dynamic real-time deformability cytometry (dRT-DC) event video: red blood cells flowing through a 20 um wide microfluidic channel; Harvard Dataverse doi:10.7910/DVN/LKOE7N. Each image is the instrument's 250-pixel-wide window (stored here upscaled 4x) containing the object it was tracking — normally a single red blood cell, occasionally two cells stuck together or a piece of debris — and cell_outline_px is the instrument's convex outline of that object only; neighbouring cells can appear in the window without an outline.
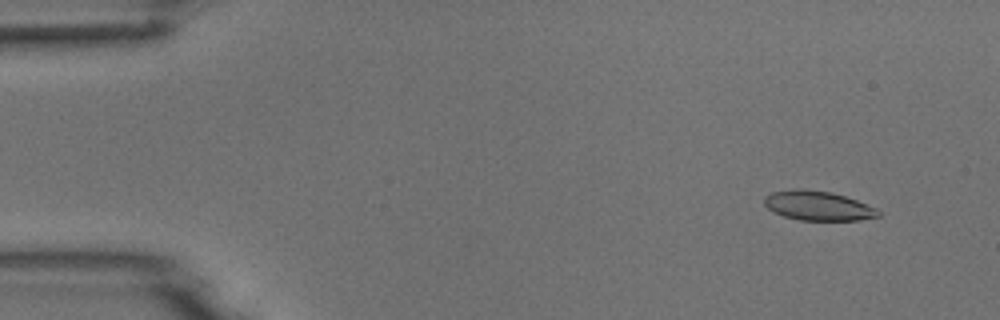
{"species": "common noctule bat (a hibernating species)", "species_latin": "Nyctalus noctula", "temperature_condition": "room temperature", "stored_images_in_passage": 5, "camera_frame_rate_fps": 3000, "um_per_image_px": 0.085, "animal": {"sex": "male", "body_mass_g": 18.8}, "frame": {"image": 1, "passage_image": 2, "time_ms": 1.0, "image_size_px": [1000, 320], "cell_outline_px": [[880, 216], [860, 220], [800, 220], [784, 216], [768, 208], [764, 204], [764, 196], [772, 192], [800, 188], [804, 188], [832, 192], [856, 200], [876, 208], [880, 212]], "centroid_in_image_um": [69.53, 17.48], "position_along_channel_um": 15.5, "area_um2": 19.48}}
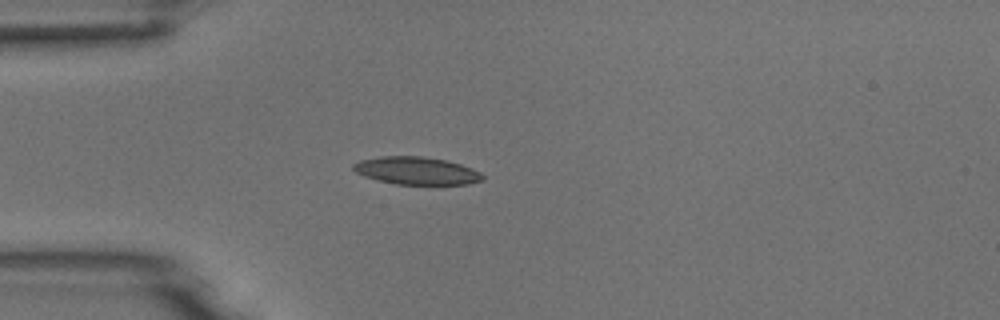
{"frame": {"image": 2, "passage_image": 5, "time_ms": 4.333, "image_size_px": [1000, 320], "cell_outline_px": [[484, 180], [468, 184], [396, 184], [364, 176], [356, 172], [352, 168], [352, 164], [360, 160], [380, 156], [420, 156], [444, 160], [460, 164], [472, 168], [480, 172], [484, 176]], "centroid_in_image_um": [35.4, 14.51], "position_along_channel_um": 49.6, "area_um2": 20.69}}